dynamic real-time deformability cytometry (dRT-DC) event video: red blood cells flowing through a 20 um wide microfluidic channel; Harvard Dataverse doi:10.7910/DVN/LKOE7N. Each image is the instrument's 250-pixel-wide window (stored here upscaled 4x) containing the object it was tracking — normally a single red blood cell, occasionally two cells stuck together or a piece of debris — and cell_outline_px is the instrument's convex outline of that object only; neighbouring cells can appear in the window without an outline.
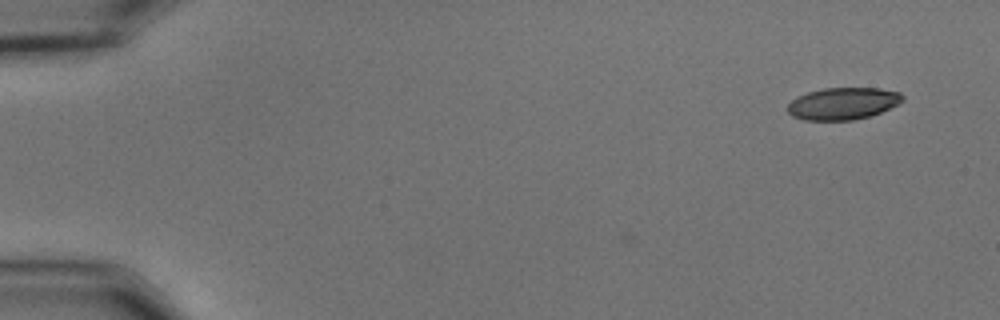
{"species": "common noctule bat (a hibernating species)", "species_latin": "Nyctalus noctula", "temperature_condition": "cold", "stored_images_in_passage": 9, "camera_frame_rate_fps": 3000, "um_per_image_px": 0.085, "animal": {"sex": "male", "body_mass_g": 15.6}, "frame": {"image": 1, "passage_image": 9, "time_ms": 2.667, "image_size_px": [1000, 320], "cell_outline_px": [[904, 100], [900, 104], [880, 112], [868, 116], [852, 120], [804, 120], [792, 116], [788, 112], [788, 104], [796, 96], [808, 92], [824, 88], [880, 88], [900, 92], [904, 96]], "centroid_in_image_um": [71.66, 8.79], "position_along_channel_um": 13.3, "area_um2": 21.56}}